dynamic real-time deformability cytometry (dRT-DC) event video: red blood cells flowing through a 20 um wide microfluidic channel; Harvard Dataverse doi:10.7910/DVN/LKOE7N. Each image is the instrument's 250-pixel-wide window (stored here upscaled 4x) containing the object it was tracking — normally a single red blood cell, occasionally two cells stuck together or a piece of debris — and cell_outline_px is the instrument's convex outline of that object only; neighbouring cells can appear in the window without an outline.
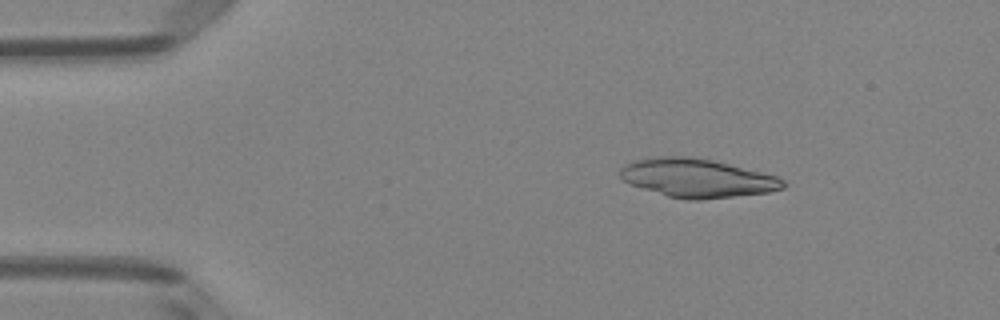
{"species": "Egyptian fruit bat (a non-hibernating species)", "species_latin": "Rousettus aegyptiacus", "temperature_condition": "room temperature", "stored_images_in_passage": 3, "camera_frame_rate_fps": 3000, "um_per_image_px": 0.085, "animal": {"sex": "female"}, "frame": {"image": 1, "passage_image": 1, "time_ms": 0.0, "image_size_px": [1000, 320], "cell_outline_px": [[788, 184], [784, 188], [768, 192], [700, 200], [688, 200], [668, 196], [632, 184], [624, 180], [620, 176], [620, 168], [624, 164], [636, 160], [660, 156], [688, 156], [712, 160], [776, 176], [784, 180]], "centroid_in_image_um": [59.27, 15.13], "position_along_channel_um": 25.7, "area_um2": 36.24}}